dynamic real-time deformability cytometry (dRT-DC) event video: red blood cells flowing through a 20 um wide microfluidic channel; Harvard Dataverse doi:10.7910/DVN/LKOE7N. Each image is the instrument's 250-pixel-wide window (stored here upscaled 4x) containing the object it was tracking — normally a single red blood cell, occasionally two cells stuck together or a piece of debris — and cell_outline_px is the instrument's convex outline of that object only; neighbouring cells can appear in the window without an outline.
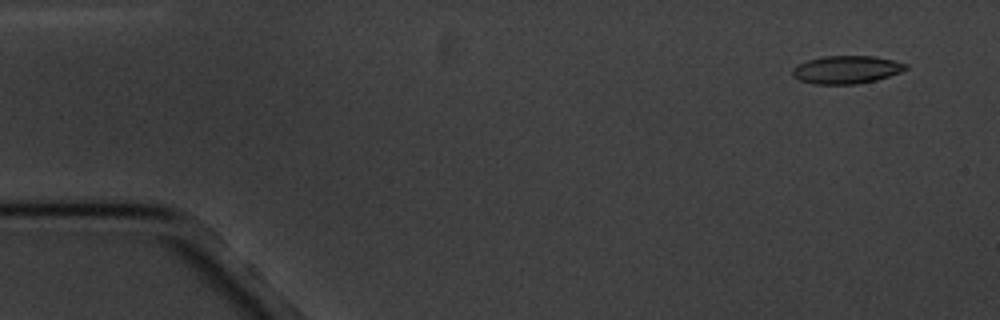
{"species": "common noctule bat (a hibernating species)", "species_latin": "Nyctalus noctula", "temperature_condition": "cold", "stored_images_in_passage": 15, "camera_frame_rate_fps": 3000, "um_per_image_px": 0.085, "animal": {"sex": "male", "body_mass_g": 20.1, "forearm_length_mm": 53.5}, "frame": {"image": 1, "passage_image": 1, "time_ms": 0.0, "image_size_px": [1000, 320], "cell_outline_px": [[908, 68], [900, 72], [876, 80], [856, 84], [812, 84], [800, 80], [792, 76], [792, 68], [808, 60], [824, 56], [876, 56], [908, 64]], "centroid_in_image_um": [71.95, 5.92], "position_along_channel_um": 13.1, "area_um2": 18.38}}
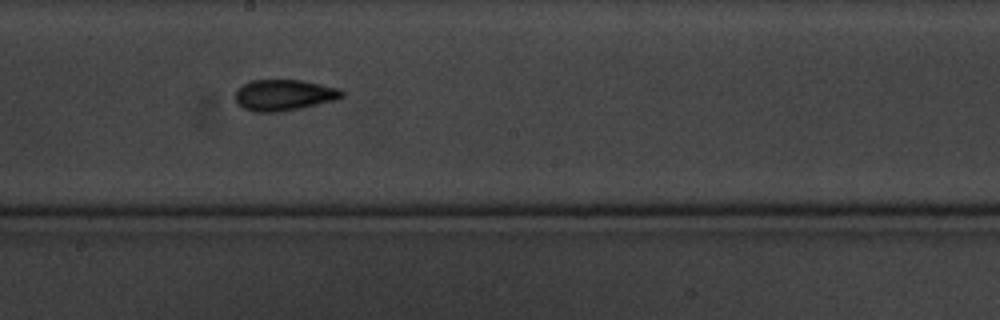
{"frame": {"image": 2, "passage_image": 9, "time_ms": 9.333, "image_size_px": [1000, 320], "cell_outline_px": [[344, 96], [336, 100], [300, 108], [280, 112], [256, 112], [244, 108], [236, 100], [236, 88], [252, 80], [300, 80], [340, 88], [344, 92]], "centroid_in_image_um": [24.16, 8.08], "position_along_channel_um": 224.0, "area_um2": 19.25}}
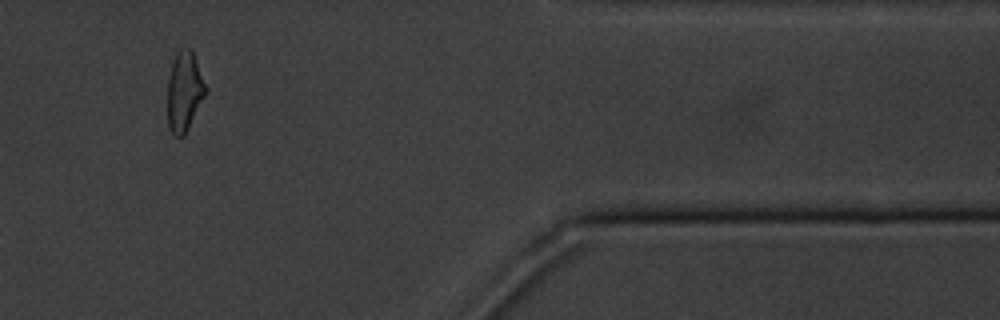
{"frame": {"image": 3, "passage_image": 14, "time_ms": 15.333, "image_size_px": [1000, 320], "cell_outline_px": [[208, 88], [184, 136], [176, 136], [168, 128], [168, 76], [176, 52], [180, 48], [192, 48]], "centroid_in_image_um": [15.68, 7.72], "position_along_channel_um": 395.7, "area_um2": 17.74}, "authors_computed_cell_mechanics": {"area_um2": 18.4382, "velocity_mm_per_s": 3.3827, "shape_relaxation_time_tau1_ms": 2.4389, "shape_relaxation_time_tau2_ms": 1.082, "deformation_change_tau1": 0.1112, "deformation_change_tau2": 0.0659}}